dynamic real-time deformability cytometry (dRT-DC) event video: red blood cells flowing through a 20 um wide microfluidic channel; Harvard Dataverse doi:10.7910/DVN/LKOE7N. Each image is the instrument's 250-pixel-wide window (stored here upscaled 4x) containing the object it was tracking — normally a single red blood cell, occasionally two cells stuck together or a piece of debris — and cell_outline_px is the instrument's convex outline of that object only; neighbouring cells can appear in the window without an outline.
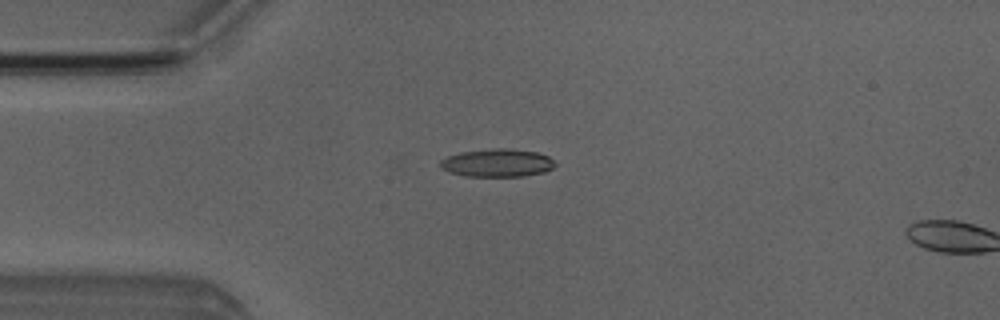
{"species": "Egyptian fruit bat (a non-hibernating species)", "species_latin": "Rousettus aegyptiacus", "temperature_condition": "room temperature", "stored_images_in_passage": 2, "camera_frame_rate_fps": 3000, "um_per_image_px": 0.085, "animal": {"sex": "male"}, "frame": {"image": 1, "passage_image": 1, "time_ms": 0.0, "image_size_px": [1000, 320], "cell_outline_px": [[556, 164], [552, 168], [544, 172], [524, 176], [464, 176], [448, 172], [440, 168], [440, 160], [448, 156], [460, 152], [492, 148], [508, 148], [536, 152], [548, 156]], "centroid_in_image_um": [42.23, 13.84], "position_along_channel_um": 42.8, "area_um2": 18.79}}